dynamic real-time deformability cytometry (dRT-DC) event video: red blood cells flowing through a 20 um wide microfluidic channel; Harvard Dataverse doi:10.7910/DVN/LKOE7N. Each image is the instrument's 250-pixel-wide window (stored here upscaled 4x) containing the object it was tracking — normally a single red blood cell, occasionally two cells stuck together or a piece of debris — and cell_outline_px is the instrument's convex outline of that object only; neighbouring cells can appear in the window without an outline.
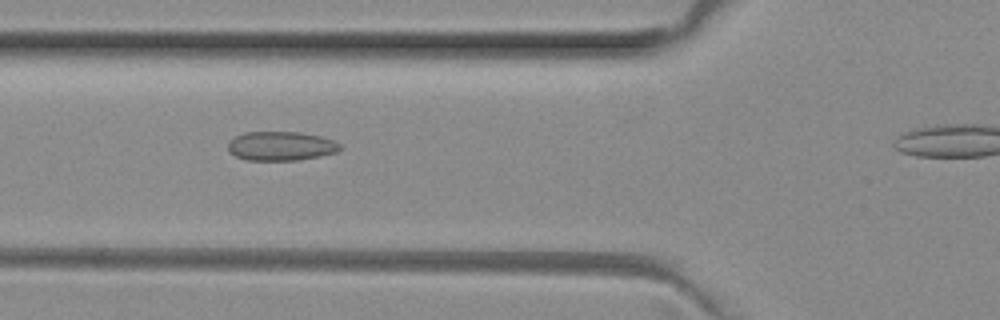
{"species": "common noctule bat (a hibernating species)", "species_latin": "Nyctalus noctula", "temperature_condition": "room temperature", "stored_images_in_passage": 6, "segment_of_instrument_passage": [1, 2], "camera_frame_rate_fps": 3000, "um_per_image_px": 0.085, "animal": {"sex": "female", "body_mass_g": 29.2, "forearm_length_mm": 56.3}, "frame": {"image": 1, "passage_image": 3, "time_ms": 0.667, "image_size_px": [1000, 320], "cell_outline_px": [[340, 148], [336, 152], [320, 156], [296, 160], [248, 160], [236, 156], [228, 148], [228, 144], [236, 136], [244, 132], [300, 132], [320, 136], [332, 140], [340, 144]], "centroid_in_image_um": [23.89, 12.41], "position_along_channel_um": 101.9, "area_um2": 18.73}}
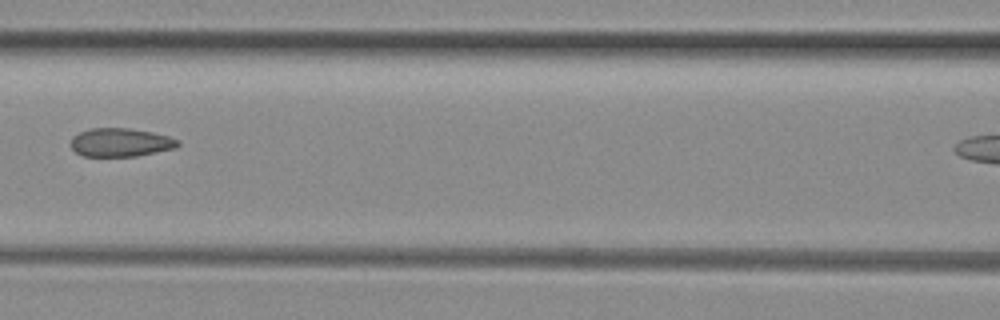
{"frame": {"image": 2, "passage_image": 4, "time_ms": 1.0, "image_size_px": [1000, 320], "cell_outline_px": [[180, 144], [176, 148], [136, 156], [84, 156], [76, 152], [72, 148], [72, 136], [80, 132], [92, 128], [128, 128], [152, 132], [168, 136], [180, 140]], "centroid_in_image_um": [10.27, 12.1], "position_along_channel_um": 156.3, "area_um2": 17.69}}
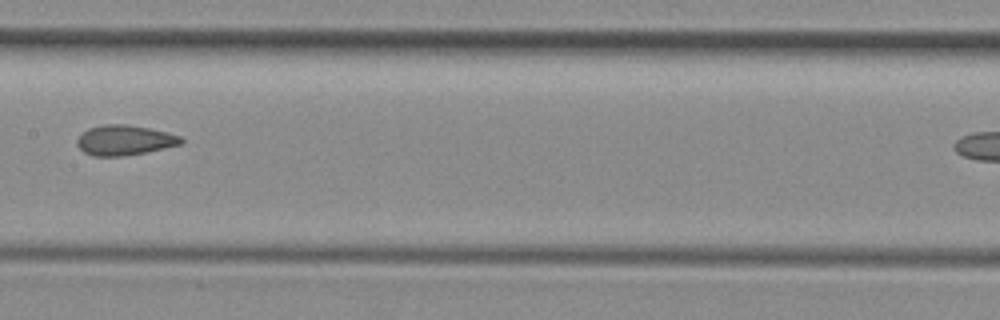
{"frame": {"image": 3, "passage_image": 5, "time_ms": 1.333, "image_size_px": [1000, 320], "cell_outline_px": [[184, 144], [144, 152], [120, 156], [92, 156], [84, 152], [76, 144], [76, 140], [88, 128], [104, 124], [124, 124], [148, 128], [168, 132], [180, 136], [184, 140]], "centroid_in_image_um": [10.6, 11.91], "position_along_channel_um": 196.8, "area_um2": 18.15}}